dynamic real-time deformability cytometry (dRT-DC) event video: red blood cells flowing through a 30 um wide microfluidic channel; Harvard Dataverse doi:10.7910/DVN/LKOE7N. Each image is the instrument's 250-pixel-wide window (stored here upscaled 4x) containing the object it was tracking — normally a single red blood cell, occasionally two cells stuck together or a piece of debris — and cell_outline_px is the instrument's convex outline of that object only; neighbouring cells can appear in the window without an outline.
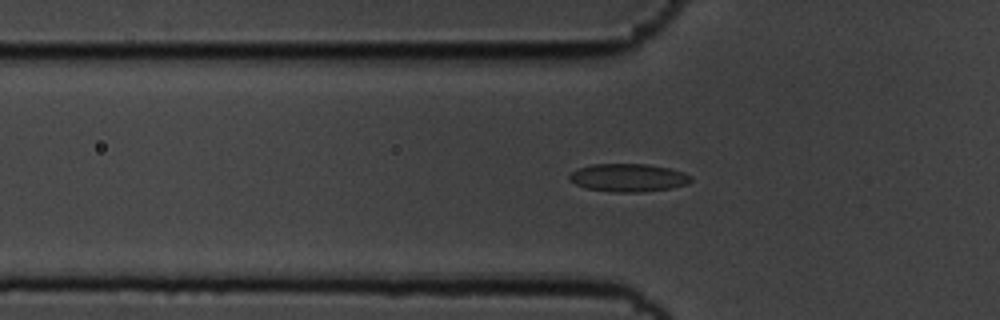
{"species": "common noctule bat (a hibernating species)", "species_latin": "Nyctalus noctula", "temperature_condition": "cold", "stored_images_in_passage": 43, "camera_frame_rate_fps": 3000, "um_per_image_px": 0.085, "animal": {"sex": "male", "body_mass_g": 19.5, "forearm_length_mm": 54.6}, "frame": {"image": 1, "passage_image": 6, "time_ms": 1.667, "image_size_px": [1000, 320], "cell_outline_px": [[692, 180], [688, 184], [672, 188], [644, 192], [612, 192], [588, 188], [576, 184], [568, 180], [568, 176], [572, 172], [580, 168], [592, 164], [648, 164], [668, 168], [684, 172], [692, 176]], "centroid_in_image_um": [53.44, 15.11], "position_along_channel_um": 72.4, "area_um2": 19.88}}
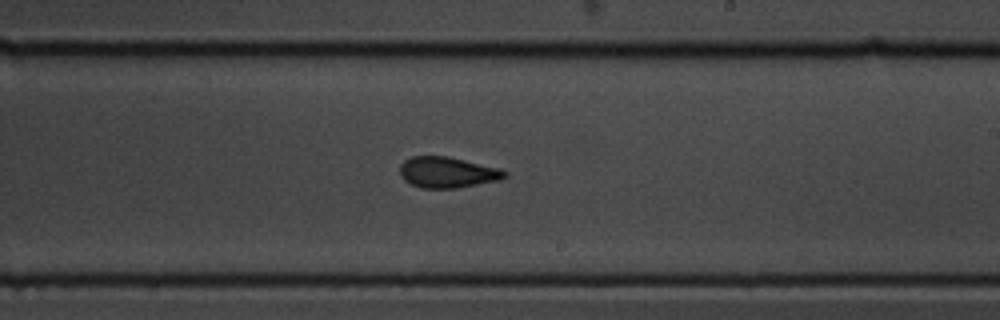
{"frame": {"image": 2, "passage_image": 21, "time_ms": 6.667, "image_size_px": [1000, 320], "cell_outline_px": [[508, 176], [500, 180], [456, 188], [420, 188], [404, 180], [400, 176], [400, 164], [404, 160], [412, 156], [444, 156], [464, 160], [500, 168], [508, 172]], "centroid_in_image_um": [38.03, 14.65], "position_along_channel_um": 251.0, "area_um2": 18.9}}
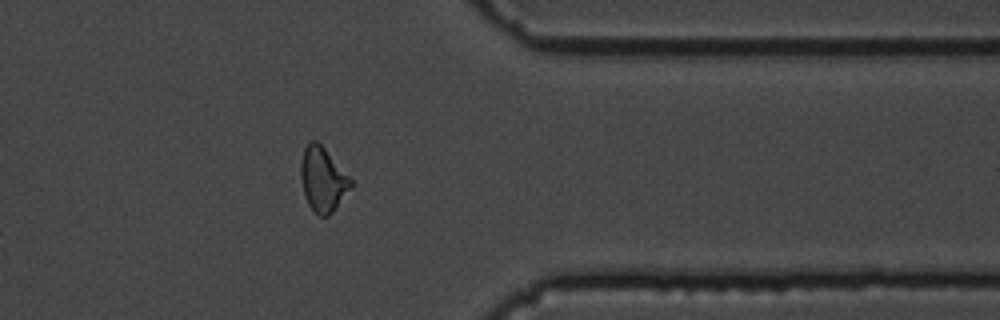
{"frame": {"image": 3, "passage_image": 33, "time_ms": 10.667, "image_size_px": [1000, 320], "cell_outline_px": [[352, 184], [332, 212], [328, 216], [320, 216], [308, 204], [304, 196], [300, 176], [300, 164], [304, 148], [312, 140], [316, 140], [324, 148], [352, 180]], "centroid_in_image_um": [27.4, 15.24], "position_along_channel_um": 384.0, "area_um2": 18.26}}